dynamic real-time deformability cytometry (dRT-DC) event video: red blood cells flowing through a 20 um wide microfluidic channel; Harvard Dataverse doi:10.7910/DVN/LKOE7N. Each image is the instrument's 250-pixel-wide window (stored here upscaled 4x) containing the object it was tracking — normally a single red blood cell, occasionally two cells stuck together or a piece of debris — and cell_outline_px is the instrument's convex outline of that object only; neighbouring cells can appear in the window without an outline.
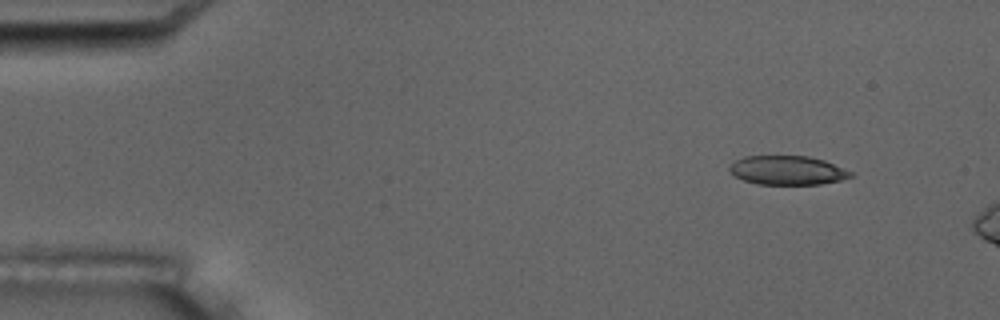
{"species": "common noctule bat (a hibernating species)", "species_latin": "Nyctalus noctula", "temperature_condition": "room temperature", "stored_images_in_passage": 3, "camera_frame_rate_fps": 3000, "um_per_image_px": 0.085, "animal": {"sex": "male", "body_mass_g": 17.5, "forearm_length_mm": 52.3}, "frame": {"image": 1, "passage_image": 1, "time_ms": 0.0, "image_size_px": [1000, 320], "cell_outline_px": [[856, 176], [840, 180], [820, 184], [756, 184], [744, 180], [736, 176], [728, 168], [736, 160], [744, 156], [808, 156], [824, 160], [856, 172]], "centroid_in_image_um": [67.01, 14.47], "position_along_channel_um": 18.0, "area_um2": 20.58}}